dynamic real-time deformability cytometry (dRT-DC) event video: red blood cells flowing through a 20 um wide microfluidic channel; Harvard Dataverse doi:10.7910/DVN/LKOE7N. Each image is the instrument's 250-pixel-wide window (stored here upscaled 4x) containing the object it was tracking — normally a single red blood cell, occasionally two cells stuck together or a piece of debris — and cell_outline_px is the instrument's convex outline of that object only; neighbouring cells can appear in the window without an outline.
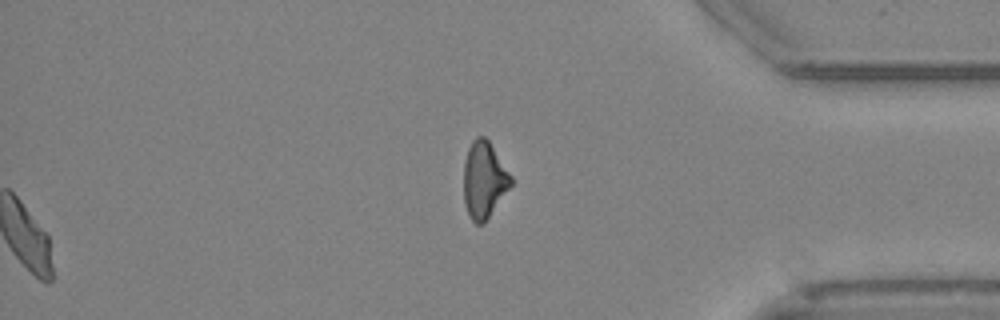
{"species": "Egyptian fruit bat (a non-hibernating species)", "species_latin": "Rousettus aegyptiacus", "temperature_condition": "cold", "stored_images_in_passage": 53, "segment_of_instrument_passage": [2, 2], "camera_frame_rate_fps": 3000, "um_per_image_px": 0.085, "animal": {"sex": "female"}, "frame": {"image": 1, "passage_image": 53, "time_ms": 17.333, "image_size_px": [1000, 320], "cell_outline_px": [[512, 184], [488, 216], [480, 224], [476, 224], [472, 220], [468, 212], [464, 200], [464, 160], [468, 148], [472, 140], [476, 136], [484, 136], [488, 140], [512, 176]], "centroid_in_image_um": [41.13, 15.23], "position_along_channel_um": 394.1, "area_um2": 20.63}}